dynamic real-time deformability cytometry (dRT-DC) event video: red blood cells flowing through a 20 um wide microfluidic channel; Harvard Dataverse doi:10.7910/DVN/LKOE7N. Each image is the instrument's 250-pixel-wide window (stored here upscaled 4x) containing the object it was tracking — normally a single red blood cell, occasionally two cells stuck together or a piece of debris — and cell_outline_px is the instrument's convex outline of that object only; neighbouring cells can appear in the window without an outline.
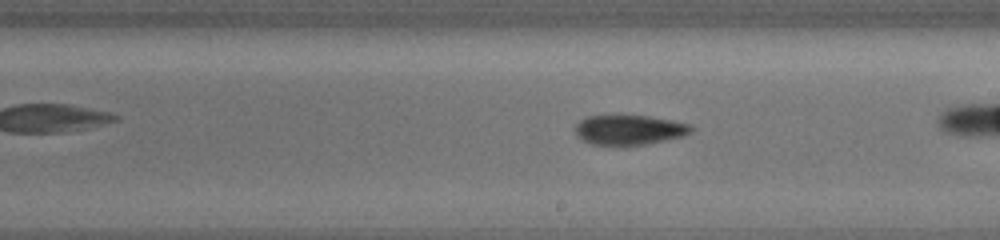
{"species": "common noctule bat (a hibernating species)", "species_latin": "Nyctalus noctula", "temperature_condition": "cold", "stored_images_in_passage": 29, "camera_frame_rate_fps": 3000, "um_per_image_px": 0.085, "animal": {"sex": "female", "body_mass_g": 19.5, "forearm_length_mm": 54.1}, "frame": {"image": 1, "passage_image": 21, "time_ms": 6.667, "image_size_px": [1000, 240], "cell_outline_px": [[692, 132], [680, 136], [648, 144], [592, 144], [584, 140], [576, 132], [576, 124], [580, 120], [588, 116], [648, 116], [688, 124], [692, 128]], "centroid_in_image_um": [53.47, 11.03], "position_along_channel_um": 235.5, "area_um2": 19.36}}